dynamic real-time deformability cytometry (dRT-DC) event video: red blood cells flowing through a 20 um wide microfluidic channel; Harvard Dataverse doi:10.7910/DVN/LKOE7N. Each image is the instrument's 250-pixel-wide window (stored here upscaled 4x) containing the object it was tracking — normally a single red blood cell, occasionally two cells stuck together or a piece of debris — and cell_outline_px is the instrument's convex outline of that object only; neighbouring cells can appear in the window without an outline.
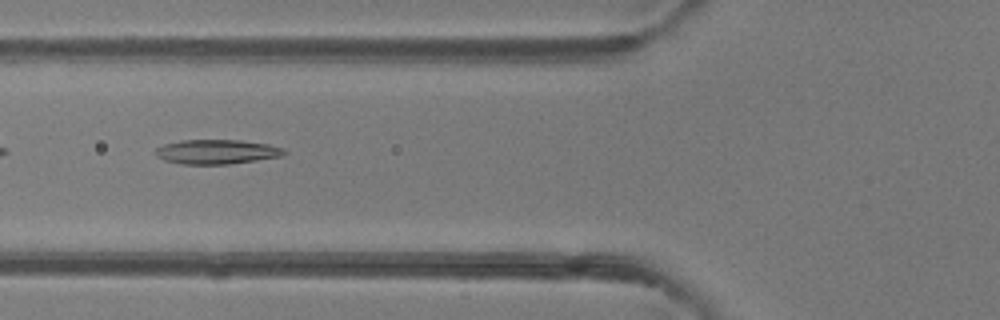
{"species": "common noctule bat (a hibernating species)", "species_latin": "Nyctalus noctula", "temperature_condition": "room temperature", "stored_images_in_passage": 34, "camera_frame_rate_fps": 3000, "um_per_image_px": 0.085, "animal": {"sex": "female"}, "frame": {"image": 1, "passage_image": 4, "time_ms": 1.0, "image_size_px": [1000, 320], "cell_outline_px": [[288, 152], [284, 156], [228, 164], [180, 164], [164, 160], [156, 156], [152, 152], [156, 148], [164, 144], [180, 140], [240, 140], [268, 144], [284, 148]], "centroid_in_image_um": [18.41, 12.9], "position_along_channel_um": 107.4, "area_um2": 18.55}}
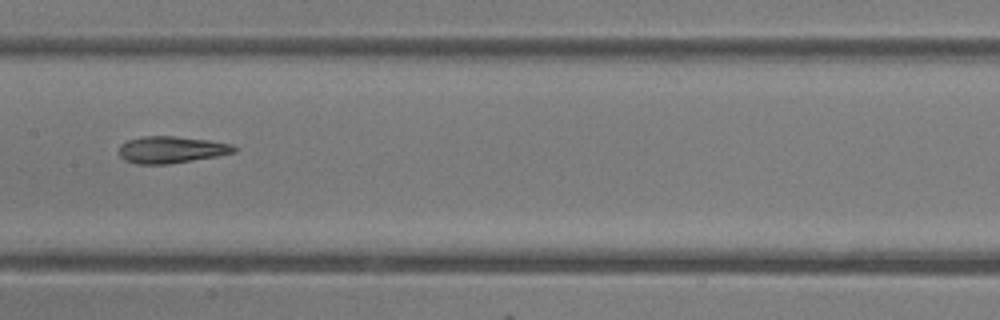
{"frame": {"image": 2, "passage_image": 10, "time_ms": 3.0, "image_size_px": [1000, 320], "cell_outline_px": [[236, 152], [216, 156], [168, 164], [136, 164], [124, 160], [120, 156], [120, 144], [128, 140], [144, 136], [176, 136], [208, 140], [232, 144], [236, 148]], "centroid_in_image_um": [14.54, 12.72], "position_along_channel_um": 192.9, "area_um2": 17.92}}
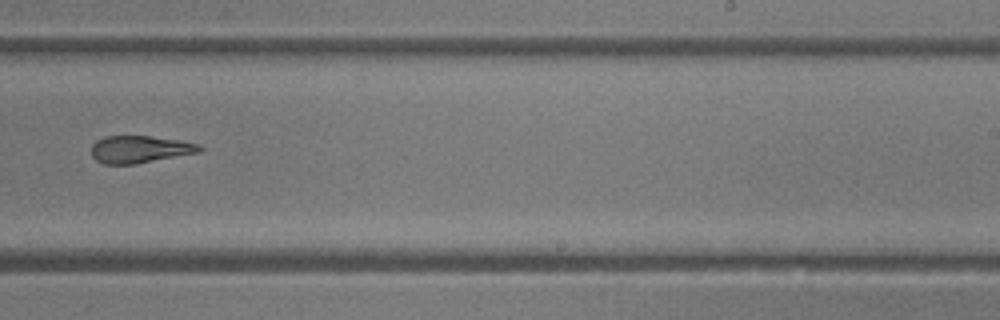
{"frame": {"image": 3, "passage_image": 16, "time_ms": 5.0, "image_size_px": [1000, 320], "cell_outline_px": [[204, 148], [200, 152], [136, 164], [104, 164], [96, 160], [92, 156], [92, 144], [96, 140], [104, 136], [148, 136], [180, 140], [200, 144]], "centroid_in_image_um": [11.89, 12.69], "position_along_channel_um": 277.1, "area_um2": 17.28}, "authors_computed_cell_mechanics": {"area_um2": 18.3804, "velocity_mm_per_s": 4.241, "shape_relaxation_time_tau1_ms": 5.5753, "shape_relaxation_time_tau2_ms": 3.4705, "deformation_change_tau1": 0.1696, "deformation_change_tau2": 0.1507}}